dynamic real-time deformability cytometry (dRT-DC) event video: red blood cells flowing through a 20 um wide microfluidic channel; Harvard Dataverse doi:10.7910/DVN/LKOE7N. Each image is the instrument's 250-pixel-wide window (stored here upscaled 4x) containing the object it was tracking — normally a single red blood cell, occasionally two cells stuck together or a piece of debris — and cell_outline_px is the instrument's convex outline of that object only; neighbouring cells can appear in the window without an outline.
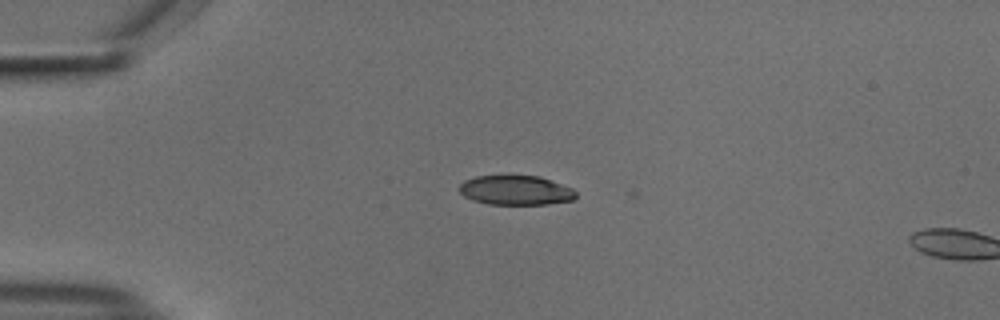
{"species": "common noctule bat (a hibernating species)", "species_latin": "Nyctalus noctula", "temperature_condition": "cold", "stored_images_in_passage": 4, "camera_frame_rate_fps": 3000, "um_per_image_px": 0.085, "animal": {"sex": "male", "body_mass_g": 18.8}, "frame": {"image": 1, "passage_image": 3, "time_ms": 0.667, "image_size_px": [1000, 320], "cell_outline_px": [[576, 196], [572, 200], [548, 204], [488, 204], [472, 200], [464, 196], [456, 188], [464, 180], [476, 176], [540, 176], [572, 188], [576, 192]], "centroid_in_image_um": [43.8, 16.17], "position_along_channel_um": 41.2, "area_um2": 20.06}}